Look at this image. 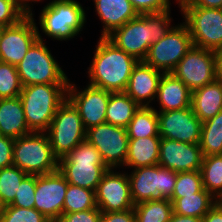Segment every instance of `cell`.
Instances as JSON below:
<instances>
[{
	"mask_svg": "<svg viewBox=\"0 0 222 222\" xmlns=\"http://www.w3.org/2000/svg\"><path fill=\"white\" fill-rule=\"evenodd\" d=\"M170 11L139 14L106 38L125 53L143 61L150 46L157 43L174 26L171 25Z\"/></svg>",
	"mask_w": 222,
	"mask_h": 222,
	"instance_id": "1",
	"label": "cell"
},
{
	"mask_svg": "<svg viewBox=\"0 0 222 222\" xmlns=\"http://www.w3.org/2000/svg\"><path fill=\"white\" fill-rule=\"evenodd\" d=\"M88 68L89 85L110 91L125 92L138 60L116 47L106 37H99Z\"/></svg>",
	"mask_w": 222,
	"mask_h": 222,
	"instance_id": "2",
	"label": "cell"
},
{
	"mask_svg": "<svg viewBox=\"0 0 222 222\" xmlns=\"http://www.w3.org/2000/svg\"><path fill=\"white\" fill-rule=\"evenodd\" d=\"M68 84H35L22 87L21 99L26 123L32 132H45L67 99Z\"/></svg>",
	"mask_w": 222,
	"mask_h": 222,
	"instance_id": "3",
	"label": "cell"
},
{
	"mask_svg": "<svg viewBox=\"0 0 222 222\" xmlns=\"http://www.w3.org/2000/svg\"><path fill=\"white\" fill-rule=\"evenodd\" d=\"M108 169L98 150L87 140L60 158L58 163V170L69 184L93 191Z\"/></svg>",
	"mask_w": 222,
	"mask_h": 222,
	"instance_id": "4",
	"label": "cell"
},
{
	"mask_svg": "<svg viewBox=\"0 0 222 222\" xmlns=\"http://www.w3.org/2000/svg\"><path fill=\"white\" fill-rule=\"evenodd\" d=\"M85 23V10L75 0H52L43 7L39 15L42 32L58 41L77 36Z\"/></svg>",
	"mask_w": 222,
	"mask_h": 222,
	"instance_id": "5",
	"label": "cell"
},
{
	"mask_svg": "<svg viewBox=\"0 0 222 222\" xmlns=\"http://www.w3.org/2000/svg\"><path fill=\"white\" fill-rule=\"evenodd\" d=\"M39 39L30 47L16 66L23 87L35 84H69L62 67L47 48L38 26Z\"/></svg>",
	"mask_w": 222,
	"mask_h": 222,
	"instance_id": "6",
	"label": "cell"
},
{
	"mask_svg": "<svg viewBox=\"0 0 222 222\" xmlns=\"http://www.w3.org/2000/svg\"><path fill=\"white\" fill-rule=\"evenodd\" d=\"M59 159L54 155L45 132H32L14 141L13 165L27 175H44L58 169Z\"/></svg>",
	"mask_w": 222,
	"mask_h": 222,
	"instance_id": "7",
	"label": "cell"
},
{
	"mask_svg": "<svg viewBox=\"0 0 222 222\" xmlns=\"http://www.w3.org/2000/svg\"><path fill=\"white\" fill-rule=\"evenodd\" d=\"M45 133L58 159L65 157L86 140V130L79 111L68 99L57 109Z\"/></svg>",
	"mask_w": 222,
	"mask_h": 222,
	"instance_id": "8",
	"label": "cell"
},
{
	"mask_svg": "<svg viewBox=\"0 0 222 222\" xmlns=\"http://www.w3.org/2000/svg\"><path fill=\"white\" fill-rule=\"evenodd\" d=\"M128 175L134 204L155 199H171L177 172L160 165L132 169Z\"/></svg>",
	"mask_w": 222,
	"mask_h": 222,
	"instance_id": "9",
	"label": "cell"
},
{
	"mask_svg": "<svg viewBox=\"0 0 222 222\" xmlns=\"http://www.w3.org/2000/svg\"><path fill=\"white\" fill-rule=\"evenodd\" d=\"M193 46L217 51L222 47V9L178 6Z\"/></svg>",
	"mask_w": 222,
	"mask_h": 222,
	"instance_id": "10",
	"label": "cell"
},
{
	"mask_svg": "<svg viewBox=\"0 0 222 222\" xmlns=\"http://www.w3.org/2000/svg\"><path fill=\"white\" fill-rule=\"evenodd\" d=\"M192 47L188 26L182 22L173 26L157 43L152 44L143 61L163 73H172Z\"/></svg>",
	"mask_w": 222,
	"mask_h": 222,
	"instance_id": "11",
	"label": "cell"
},
{
	"mask_svg": "<svg viewBox=\"0 0 222 222\" xmlns=\"http://www.w3.org/2000/svg\"><path fill=\"white\" fill-rule=\"evenodd\" d=\"M86 140L98 150L109 169L124 166L129 142L126 128L99 124L86 130Z\"/></svg>",
	"mask_w": 222,
	"mask_h": 222,
	"instance_id": "12",
	"label": "cell"
},
{
	"mask_svg": "<svg viewBox=\"0 0 222 222\" xmlns=\"http://www.w3.org/2000/svg\"><path fill=\"white\" fill-rule=\"evenodd\" d=\"M191 90L216 80L215 51L193 46L172 72Z\"/></svg>",
	"mask_w": 222,
	"mask_h": 222,
	"instance_id": "13",
	"label": "cell"
},
{
	"mask_svg": "<svg viewBox=\"0 0 222 222\" xmlns=\"http://www.w3.org/2000/svg\"><path fill=\"white\" fill-rule=\"evenodd\" d=\"M36 22L25 16L18 23L3 27L0 33V62L17 66L39 39Z\"/></svg>",
	"mask_w": 222,
	"mask_h": 222,
	"instance_id": "14",
	"label": "cell"
},
{
	"mask_svg": "<svg viewBox=\"0 0 222 222\" xmlns=\"http://www.w3.org/2000/svg\"><path fill=\"white\" fill-rule=\"evenodd\" d=\"M77 88L69 80L67 99L79 111L85 130L106 123L105 114L111 92L89 84L84 90Z\"/></svg>",
	"mask_w": 222,
	"mask_h": 222,
	"instance_id": "15",
	"label": "cell"
},
{
	"mask_svg": "<svg viewBox=\"0 0 222 222\" xmlns=\"http://www.w3.org/2000/svg\"><path fill=\"white\" fill-rule=\"evenodd\" d=\"M68 184L58 169L44 175H36L34 208L51 222H56L63 214Z\"/></svg>",
	"mask_w": 222,
	"mask_h": 222,
	"instance_id": "16",
	"label": "cell"
},
{
	"mask_svg": "<svg viewBox=\"0 0 222 222\" xmlns=\"http://www.w3.org/2000/svg\"><path fill=\"white\" fill-rule=\"evenodd\" d=\"M157 114L161 138L189 144L200 142L202 122L194 114L191 107L180 110L157 111Z\"/></svg>",
	"mask_w": 222,
	"mask_h": 222,
	"instance_id": "17",
	"label": "cell"
},
{
	"mask_svg": "<svg viewBox=\"0 0 222 222\" xmlns=\"http://www.w3.org/2000/svg\"><path fill=\"white\" fill-rule=\"evenodd\" d=\"M97 207L102 212H115L133 209L128 173L108 169L95 191Z\"/></svg>",
	"mask_w": 222,
	"mask_h": 222,
	"instance_id": "18",
	"label": "cell"
},
{
	"mask_svg": "<svg viewBox=\"0 0 222 222\" xmlns=\"http://www.w3.org/2000/svg\"><path fill=\"white\" fill-rule=\"evenodd\" d=\"M203 154L198 144L161 138L158 165L175 172L201 170Z\"/></svg>",
	"mask_w": 222,
	"mask_h": 222,
	"instance_id": "19",
	"label": "cell"
},
{
	"mask_svg": "<svg viewBox=\"0 0 222 222\" xmlns=\"http://www.w3.org/2000/svg\"><path fill=\"white\" fill-rule=\"evenodd\" d=\"M163 72L156 70L144 61H138L129 78L125 93L139 106L150 107L155 101Z\"/></svg>",
	"mask_w": 222,
	"mask_h": 222,
	"instance_id": "20",
	"label": "cell"
},
{
	"mask_svg": "<svg viewBox=\"0 0 222 222\" xmlns=\"http://www.w3.org/2000/svg\"><path fill=\"white\" fill-rule=\"evenodd\" d=\"M95 11L101 20V37H107L139 14L129 0H94Z\"/></svg>",
	"mask_w": 222,
	"mask_h": 222,
	"instance_id": "21",
	"label": "cell"
},
{
	"mask_svg": "<svg viewBox=\"0 0 222 222\" xmlns=\"http://www.w3.org/2000/svg\"><path fill=\"white\" fill-rule=\"evenodd\" d=\"M191 90L173 73H163L156 99L159 111L180 110L191 107Z\"/></svg>",
	"mask_w": 222,
	"mask_h": 222,
	"instance_id": "22",
	"label": "cell"
},
{
	"mask_svg": "<svg viewBox=\"0 0 222 222\" xmlns=\"http://www.w3.org/2000/svg\"><path fill=\"white\" fill-rule=\"evenodd\" d=\"M30 133L19 96L0 99V135L17 139Z\"/></svg>",
	"mask_w": 222,
	"mask_h": 222,
	"instance_id": "23",
	"label": "cell"
},
{
	"mask_svg": "<svg viewBox=\"0 0 222 222\" xmlns=\"http://www.w3.org/2000/svg\"><path fill=\"white\" fill-rule=\"evenodd\" d=\"M191 108L202 123L222 111V82L215 80L193 90Z\"/></svg>",
	"mask_w": 222,
	"mask_h": 222,
	"instance_id": "24",
	"label": "cell"
},
{
	"mask_svg": "<svg viewBox=\"0 0 222 222\" xmlns=\"http://www.w3.org/2000/svg\"><path fill=\"white\" fill-rule=\"evenodd\" d=\"M160 136L129 139L124 166L132 169L158 165Z\"/></svg>",
	"mask_w": 222,
	"mask_h": 222,
	"instance_id": "25",
	"label": "cell"
},
{
	"mask_svg": "<svg viewBox=\"0 0 222 222\" xmlns=\"http://www.w3.org/2000/svg\"><path fill=\"white\" fill-rule=\"evenodd\" d=\"M140 106L125 92H111L106 109V123L126 128Z\"/></svg>",
	"mask_w": 222,
	"mask_h": 222,
	"instance_id": "26",
	"label": "cell"
},
{
	"mask_svg": "<svg viewBox=\"0 0 222 222\" xmlns=\"http://www.w3.org/2000/svg\"><path fill=\"white\" fill-rule=\"evenodd\" d=\"M170 201L173 203V213L203 218L218 200L203 188L195 194L182 198H171Z\"/></svg>",
	"mask_w": 222,
	"mask_h": 222,
	"instance_id": "27",
	"label": "cell"
},
{
	"mask_svg": "<svg viewBox=\"0 0 222 222\" xmlns=\"http://www.w3.org/2000/svg\"><path fill=\"white\" fill-rule=\"evenodd\" d=\"M129 139L160 136L157 110L150 106H140L126 127Z\"/></svg>",
	"mask_w": 222,
	"mask_h": 222,
	"instance_id": "28",
	"label": "cell"
},
{
	"mask_svg": "<svg viewBox=\"0 0 222 222\" xmlns=\"http://www.w3.org/2000/svg\"><path fill=\"white\" fill-rule=\"evenodd\" d=\"M199 145L203 156L222 155V111L202 123Z\"/></svg>",
	"mask_w": 222,
	"mask_h": 222,
	"instance_id": "29",
	"label": "cell"
},
{
	"mask_svg": "<svg viewBox=\"0 0 222 222\" xmlns=\"http://www.w3.org/2000/svg\"><path fill=\"white\" fill-rule=\"evenodd\" d=\"M135 222H168L173 213L170 199H155L134 206Z\"/></svg>",
	"mask_w": 222,
	"mask_h": 222,
	"instance_id": "30",
	"label": "cell"
},
{
	"mask_svg": "<svg viewBox=\"0 0 222 222\" xmlns=\"http://www.w3.org/2000/svg\"><path fill=\"white\" fill-rule=\"evenodd\" d=\"M200 171L203 188L222 201V155L203 156Z\"/></svg>",
	"mask_w": 222,
	"mask_h": 222,
	"instance_id": "31",
	"label": "cell"
},
{
	"mask_svg": "<svg viewBox=\"0 0 222 222\" xmlns=\"http://www.w3.org/2000/svg\"><path fill=\"white\" fill-rule=\"evenodd\" d=\"M97 208L95 191L68 184L63 214Z\"/></svg>",
	"mask_w": 222,
	"mask_h": 222,
	"instance_id": "32",
	"label": "cell"
},
{
	"mask_svg": "<svg viewBox=\"0 0 222 222\" xmlns=\"http://www.w3.org/2000/svg\"><path fill=\"white\" fill-rule=\"evenodd\" d=\"M26 176L27 174L15 165L0 169V200L3 206L14 201L16 191Z\"/></svg>",
	"mask_w": 222,
	"mask_h": 222,
	"instance_id": "33",
	"label": "cell"
},
{
	"mask_svg": "<svg viewBox=\"0 0 222 222\" xmlns=\"http://www.w3.org/2000/svg\"><path fill=\"white\" fill-rule=\"evenodd\" d=\"M22 87L16 66L0 62V99L18 97Z\"/></svg>",
	"mask_w": 222,
	"mask_h": 222,
	"instance_id": "34",
	"label": "cell"
},
{
	"mask_svg": "<svg viewBox=\"0 0 222 222\" xmlns=\"http://www.w3.org/2000/svg\"><path fill=\"white\" fill-rule=\"evenodd\" d=\"M203 189L201 171L177 172L175 188L171 198H182Z\"/></svg>",
	"mask_w": 222,
	"mask_h": 222,
	"instance_id": "35",
	"label": "cell"
},
{
	"mask_svg": "<svg viewBox=\"0 0 222 222\" xmlns=\"http://www.w3.org/2000/svg\"><path fill=\"white\" fill-rule=\"evenodd\" d=\"M0 222H51L35 208L4 206L0 213Z\"/></svg>",
	"mask_w": 222,
	"mask_h": 222,
	"instance_id": "36",
	"label": "cell"
},
{
	"mask_svg": "<svg viewBox=\"0 0 222 222\" xmlns=\"http://www.w3.org/2000/svg\"><path fill=\"white\" fill-rule=\"evenodd\" d=\"M36 189V175H27L20 183L11 206L34 208Z\"/></svg>",
	"mask_w": 222,
	"mask_h": 222,
	"instance_id": "37",
	"label": "cell"
},
{
	"mask_svg": "<svg viewBox=\"0 0 222 222\" xmlns=\"http://www.w3.org/2000/svg\"><path fill=\"white\" fill-rule=\"evenodd\" d=\"M24 17L25 15L12 0H0V26L14 25Z\"/></svg>",
	"mask_w": 222,
	"mask_h": 222,
	"instance_id": "38",
	"label": "cell"
},
{
	"mask_svg": "<svg viewBox=\"0 0 222 222\" xmlns=\"http://www.w3.org/2000/svg\"><path fill=\"white\" fill-rule=\"evenodd\" d=\"M138 14L158 13L169 10V0H129Z\"/></svg>",
	"mask_w": 222,
	"mask_h": 222,
	"instance_id": "39",
	"label": "cell"
},
{
	"mask_svg": "<svg viewBox=\"0 0 222 222\" xmlns=\"http://www.w3.org/2000/svg\"><path fill=\"white\" fill-rule=\"evenodd\" d=\"M102 211L97 207L90 210L62 214L56 222H99Z\"/></svg>",
	"mask_w": 222,
	"mask_h": 222,
	"instance_id": "40",
	"label": "cell"
},
{
	"mask_svg": "<svg viewBox=\"0 0 222 222\" xmlns=\"http://www.w3.org/2000/svg\"><path fill=\"white\" fill-rule=\"evenodd\" d=\"M15 139L0 135V169L13 165Z\"/></svg>",
	"mask_w": 222,
	"mask_h": 222,
	"instance_id": "41",
	"label": "cell"
},
{
	"mask_svg": "<svg viewBox=\"0 0 222 222\" xmlns=\"http://www.w3.org/2000/svg\"><path fill=\"white\" fill-rule=\"evenodd\" d=\"M99 222H135L134 208L125 211L102 212Z\"/></svg>",
	"mask_w": 222,
	"mask_h": 222,
	"instance_id": "42",
	"label": "cell"
},
{
	"mask_svg": "<svg viewBox=\"0 0 222 222\" xmlns=\"http://www.w3.org/2000/svg\"><path fill=\"white\" fill-rule=\"evenodd\" d=\"M179 6H198L212 9H222V0H188Z\"/></svg>",
	"mask_w": 222,
	"mask_h": 222,
	"instance_id": "43",
	"label": "cell"
},
{
	"mask_svg": "<svg viewBox=\"0 0 222 222\" xmlns=\"http://www.w3.org/2000/svg\"><path fill=\"white\" fill-rule=\"evenodd\" d=\"M202 222H222V201L216 202L202 218Z\"/></svg>",
	"mask_w": 222,
	"mask_h": 222,
	"instance_id": "44",
	"label": "cell"
},
{
	"mask_svg": "<svg viewBox=\"0 0 222 222\" xmlns=\"http://www.w3.org/2000/svg\"><path fill=\"white\" fill-rule=\"evenodd\" d=\"M12 1L22 11V13L25 16H31L34 14L32 13V8H31L30 3H32V2L35 3V2L42 1V0H12Z\"/></svg>",
	"mask_w": 222,
	"mask_h": 222,
	"instance_id": "45",
	"label": "cell"
},
{
	"mask_svg": "<svg viewBox=\"0 0 222 222\" xmlns=\"http://www.w3.org/2000/svg\"><path fill=\"white\" fill-rule=\"evenodd\" d=\"M168 222H202V218L172 213Z\"/></svg>",
	"mask_w": 222,
	"mask_h": 222,
	"instance_id": "46",
	"label": "cell"
},
{
	"mask_svg": "<svg viewBox=\"0 0 222 222\" xmlns=\"http://www.w3.org/2000/svg\"><path fill=\"white\" fill-rule=\"evenodd\" d=\"M216 57V80L222 82V47L215 51Z\"/></svg>",
	"mask_w": 222,
	"mask_h": 222,
	"instance_id": "47",
	"label": "cell"
},
{
	"mask_svg": "<svg viewBox=\"0 0 222 222\" xmlns=\"http://www.w3.org/2000/svg\"><path fill=\"white\" fill-rule=\"evenodd\" d=\"M178 5H181L182 3L188 1V0H176Z\"/></svg>",
	"mask_w": 222,
	"mask_h": 222,
	"instance_id": "48",
	"label": "cell"
},
{
	"mask_svg": "<svg viewBox=\"0 0 222 222\" xmlns=\"http://www.w3.org/2000/svg\"><path fill=\"white\" fill-rule=\"evenodd\" d=\"M3 208H4V206H3V204H2V202H1V200H0V213H1V211L3 210Z\"/></svg>",
	"mask_w": 222,
	"mask_h": 222,
	"instance_id": "49",
	"label": "cell"
}]
</instances>
